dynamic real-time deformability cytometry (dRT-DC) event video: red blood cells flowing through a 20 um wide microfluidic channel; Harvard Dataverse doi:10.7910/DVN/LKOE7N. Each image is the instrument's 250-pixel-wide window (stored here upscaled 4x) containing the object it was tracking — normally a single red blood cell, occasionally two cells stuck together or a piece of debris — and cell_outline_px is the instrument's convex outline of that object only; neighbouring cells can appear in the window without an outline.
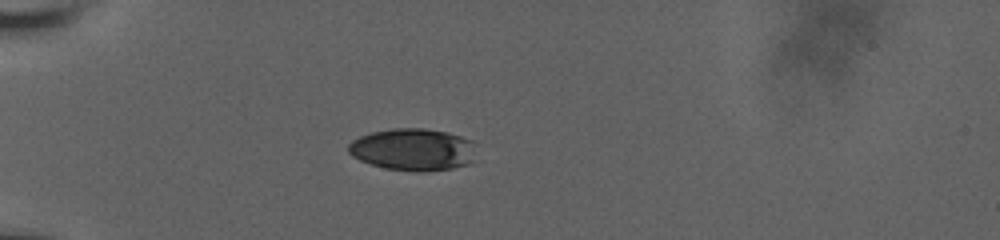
{"species": "human", "species_latin": "Homo sapiens", "temperature_condition": "room temperature", "stored_images_in_passage": 8, "camera_frame_rate_fps": 3000, "um_per_image_px": 0.085, "donor": {"sex": "male"}, "frame": {"image": 1, "passage_image": 4, "time_ms": 1.667, "image_size_px": [1000, 240], "cell_outline_px": [[472, 164], [452, 168], [424, 172], [420, 172], [384, 168], [360, 160], [352, 156], [348, 152], [348, 144], [352, 140], [360, 136], [372, 132], [392, 128], [424, 128], [448, 132], [472, 140]], "centroid_in_image_um": [35.08, 12.71], "position_along_channel_um": 49.9, "area_um2": 31.39}}
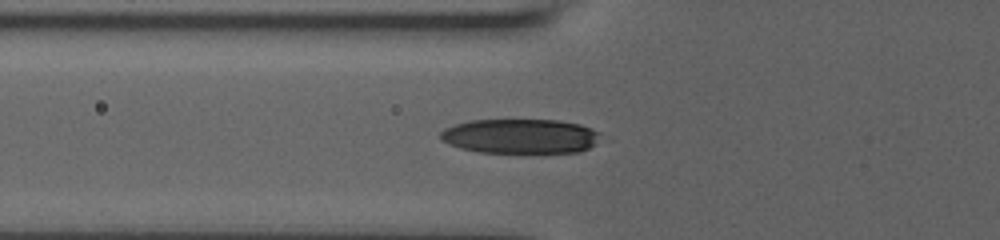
{"frame": {"image": 2, "passage_image": 7, "time_ms": 3.333, "image_size_px": [1000, 240], "cell_outline_px": [[600, 132], [592, 144], [588, 148], [580, 152], [480, 152], [460, 148], [448, 144], [440, 140], [440, 132], [444, 128], [468, 120], [556, 120], [580, 124]], "centroid_in_image_um": [44.15, 11.57], "position_along_channel_um": 81.6, "area_um2": 32.02}}